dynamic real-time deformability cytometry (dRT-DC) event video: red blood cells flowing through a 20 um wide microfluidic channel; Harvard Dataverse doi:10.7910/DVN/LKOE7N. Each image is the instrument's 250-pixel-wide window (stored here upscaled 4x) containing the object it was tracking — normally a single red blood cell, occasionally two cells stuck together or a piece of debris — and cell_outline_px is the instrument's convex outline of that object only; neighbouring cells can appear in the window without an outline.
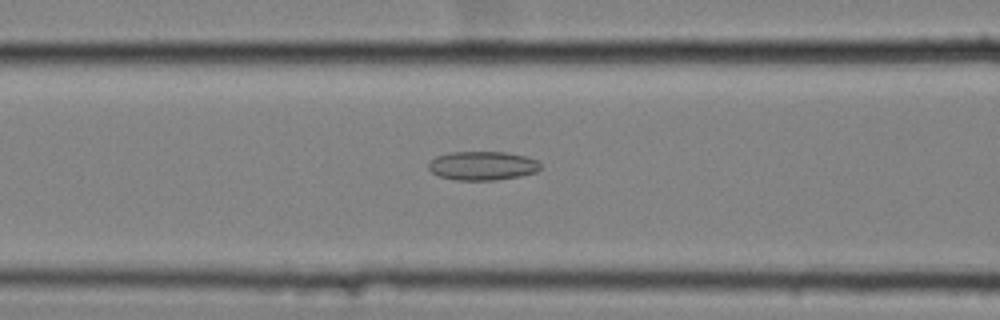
{"species": "common noctule bat (a hibernating species)", "species_latin": "Nyctalus noctula", "temperature_condition": "cold", "stored_images_in_passage": 52, "camera_frame_rate_fps": 3000, "um_per_image_px": 0.085, "animal": {"sex": "female", "body_mass_g": 25.1}, "frame": {"image": 1, "passage_image": 26, "time_ms": 8.333, "image_size_px": [1000, 320], "cell_outline_px": [[540, 168], [536, 172], [520, 176], [496, 180], [456, 180], [440, 176], [432, 172], [428, 168], [428, 164], [436, 156], [448, 152], [504, 152], [528, 156], [536, 160], [540, 164]], "centroid_in_image_um": [41.01, 14.08], "position_along_channel_um": 125.6, "area_um2": 18.84}}
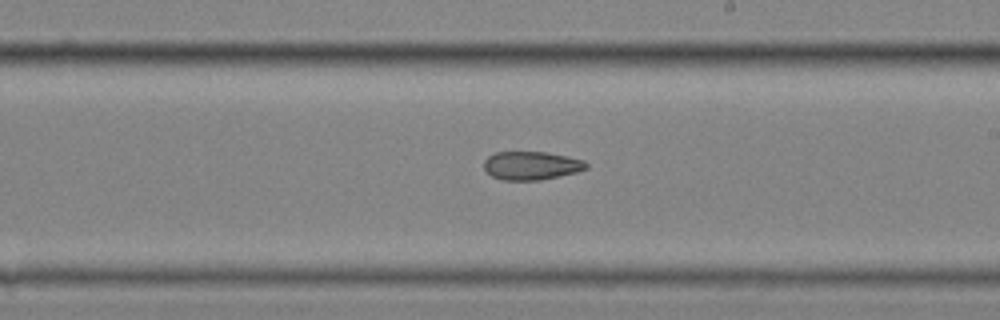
{"frame": {"image": 2, "passage_image": 36, "time_ms": 11.667, "image_size_px": [1000, 320], "cell_outline_px": [[588, 168], [576, 172], [540, 180], [504, 180], [492, 176], [484, 168], [484, 160], [488, 156], [496, 152], [544, 152], [584, 160], [588, 164]], "centroid_in_image_um": [45.15, 14.07], "position_along_channel_um": 243.8, "area_um2": 16.76}}
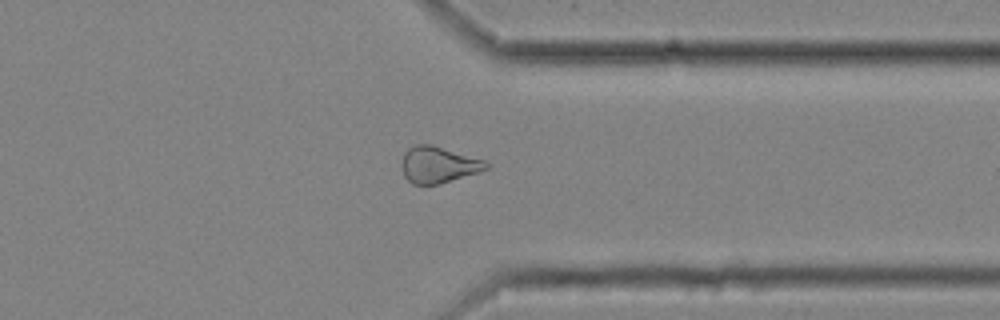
{"frame": {"image": 3, "passage_image": 47, "time_ms": 15.333, "image_size_px": [1000, 320], "cell_outline_px": [[488, 168], [480, 172], [436, 184], [412, 184], [404, 176], [400, 164], [404, 152], [408, 148], [416, 144], [432, 144], [484, 160], [488, 164]], "centroid_in_image_um": [37.22, 13.99], "position_along_channel_um": 374.2, "area_um2": 17.86}}